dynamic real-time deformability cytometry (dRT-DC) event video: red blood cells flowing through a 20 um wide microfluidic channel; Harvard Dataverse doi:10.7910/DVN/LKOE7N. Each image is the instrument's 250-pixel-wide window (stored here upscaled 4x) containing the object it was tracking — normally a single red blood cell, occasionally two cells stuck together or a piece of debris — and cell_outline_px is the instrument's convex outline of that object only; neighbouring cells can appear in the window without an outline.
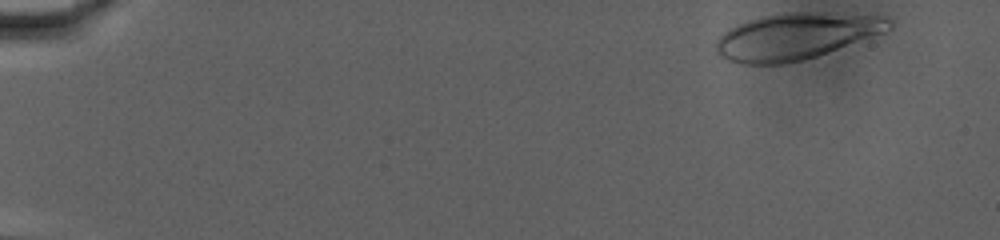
{"species": "human", "species_latin": "Homo sapiens", "temperature_condition": "warm", "stored_images_in_passage": 64, "camera_frame_rate_fps": 3000, "um_per_image_px": 0.085, "donor": {"sex": "male"}, "frame": {"image": 1, "passage_image": 2, "time_ms": 0.333, "image_size_px": [1000, 240], "cell_outline_px": [[892, 28], [884, 32], [828, 52], [804, 60], [780, 64], [744, 64], [728, 60], [720, 56], [716, 52], [716, 40], [728, 28], [736, 24], [760, 16], [784, 12], [808, 12], [888, 16], [892, 20]], "centroid_in_image_um": [67.64, 3.07], "position_along_channel_um": 17.4, "area_um2": 46.88}}
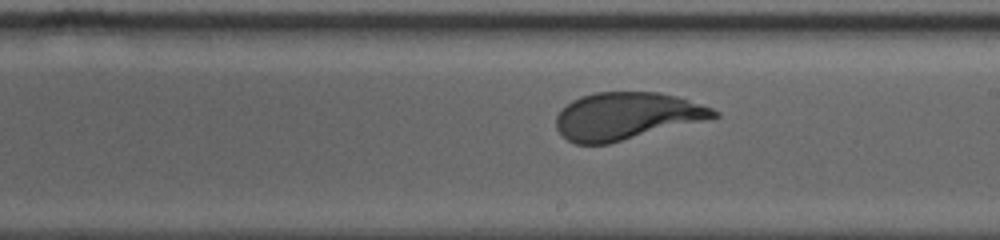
{"frame": {"image": 2, "passage_image": 42, "time_ms": 13.667, "image_size_px": [1000, 240], "cell_outline_px": [[720, 116], [608, 144], [576, 144], [568, 140], [556, 128], [556, 116], [572, 100], [580, 96], [596, 92], [660, 92], [676, 96], [712, 108], [720, 112]], "centroid_in_image_um": [53.24, 9.86], "position_along_channel_um": 235.8, "area_um2": 43.0}}
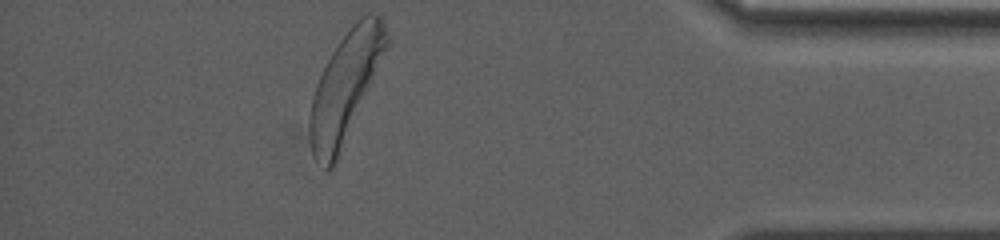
{"frame": {"image": 3, "passage_image": 64, "time_ms": 21.0, "image_size_px": [1000, 240], "cell_outline_px": [[388, 44], [372, 80], [336, 160], [332, 168], [328, 168], [312, 156], [308, 132], [308, 116], [312, 96], [316, 84], [332, 52], [348, 28], [356, 20], [368, 12], [376, 12], [384, 20], [388, 36]], "centroid_in_image_um": [29.32, 7.31], "position_along_channel_um": 405.9, "area_um2": 47.51}, "authors_computed_cell_mechanics": {"area_um2": 45.2574, "velocity_mm_per_s": 2.7995, "shape_relaxation_time_tau1_ms": 3.0513, "shape_relaxation_time_tau2_ms": null, "deformation_change_tau1": 0.1504, "deformation_change_tau2": null}}